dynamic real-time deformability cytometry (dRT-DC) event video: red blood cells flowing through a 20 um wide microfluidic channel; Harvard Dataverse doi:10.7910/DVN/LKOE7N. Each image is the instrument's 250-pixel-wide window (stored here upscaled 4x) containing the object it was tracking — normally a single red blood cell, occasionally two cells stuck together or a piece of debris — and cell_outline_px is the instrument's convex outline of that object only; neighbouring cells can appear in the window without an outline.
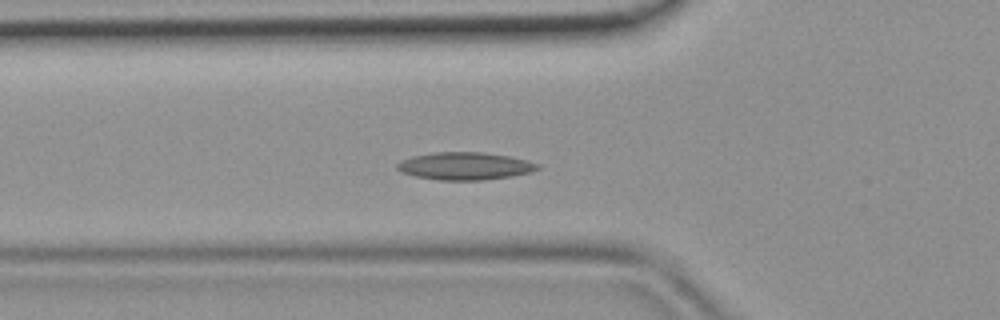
{"species": "common noctule bat (a hibernating species)", "species_latin": "Nyctalus noctula", "temperature_condition": "room temperature", "stored_images_in_passage": 38, "camera_frame_rate_fps": 3000, "um_per_image_px": 0.085, "animal": {"sex": "female", "body_mass_g": 19.9}, "frame": {"image": 1, "passage_image": 9, "time_ms": 2.667, "image_size_px": [1000, 320], "cell_outline_px": [[540, 168], [532, 172], [512, 176], [484, 180], [436, 180], [416, 176], [400, 172], [396, 168], [396, 164], [400, 160], [412, 156], [432, 152], [484, 152], [508, 156], [528, 160], [540, 164]], "centroid_in_image_um": [39.51, 14.11], "position_along_channel_um": 86.3, "area_um2": 22.83}}
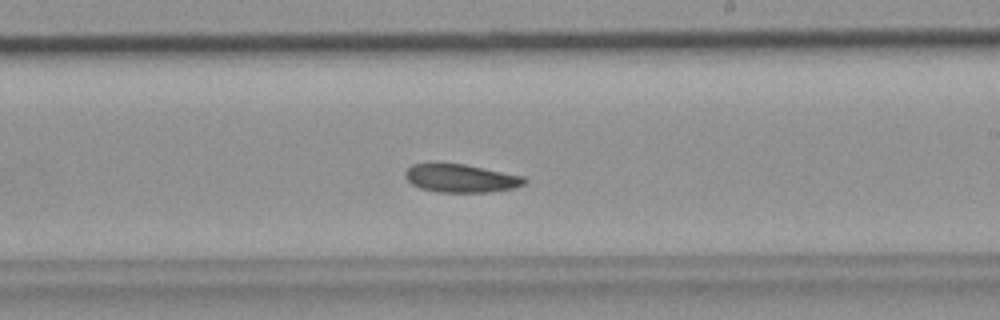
{"frame": {"image": 2, "passage_image": 20, "time_ms": 6.333, "image_size_px": [1000, 320], "cell_outline_px": [[528, 180], [524, 184], [516, 188], [488, 192], [436, 192], [420, 188], [412, 184], [404, 176], [404, 172], [412, 164], [464, 164], [524, 176]], "centroid_in_image_um": [39.2, 15.16], "position_along_channel_um": 249.8, "area_um2": 19.54}}
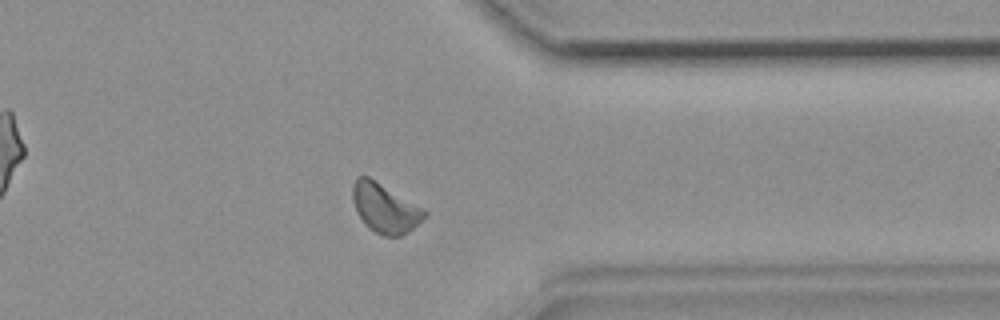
{"frame": {"image": 3, "passage_image": 29, "time_ms": 9.333, "image_size_px": [1000, 320], "cell_outline_px": [[428, 216], [408, 232], [400, 236], [384, 236], [368, 228], [364, 224], [356, 212], [352, 200], [352, 184], [356, 176], [368, 176], [424, 208], [428, 212]], "centroid_in_image_um": [32.71, 17.69], "position_along_channel_um": 378.7, "area_um2": 20.87}}